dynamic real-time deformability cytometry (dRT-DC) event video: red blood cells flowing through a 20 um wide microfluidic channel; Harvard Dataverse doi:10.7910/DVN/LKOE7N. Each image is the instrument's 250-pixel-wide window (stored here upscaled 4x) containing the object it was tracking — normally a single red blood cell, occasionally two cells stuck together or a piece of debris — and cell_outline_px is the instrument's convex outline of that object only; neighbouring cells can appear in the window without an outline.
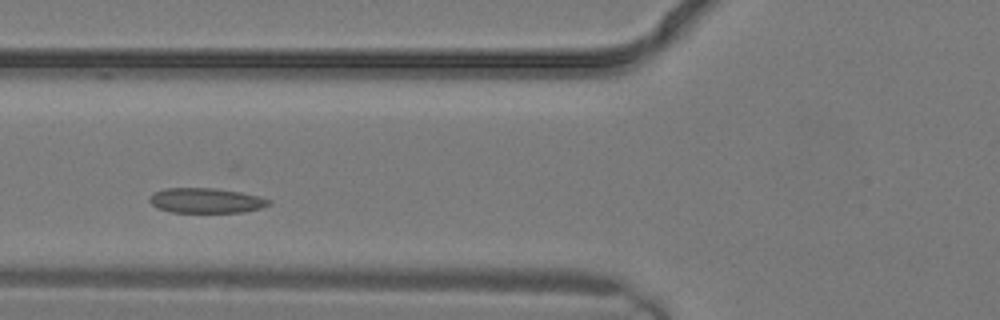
{"species": "common noctule bat (a hibernating species)", "species_latin": "Nyctalus noctula", "temperature_condition": "warm", "stored_images_in_passage": 4, "camera_frame_rate_fps": 3000, "um_per_image_px": 0.085, "animal": {"sex": "male", "body_mass_g": 19.2, "forearm_length_mm": 51.8}, "frame": {"image": 1, "passage_image": 4, "time_ms": 1.0, "image_size_px": [1000, 320], "cell_outline_px": [[272, 204], [260, 208], [244, 212], [172, 212], [156, 208], [148, 200], [148, 196], [152, 192], [164, 188], [216, 188], [240, 192], [260, 196], [272, 200]], "centroid_in_image_um": [17.49, 17.04], "position_along_channel_um": 108.3, "area_um2": 17.63}}